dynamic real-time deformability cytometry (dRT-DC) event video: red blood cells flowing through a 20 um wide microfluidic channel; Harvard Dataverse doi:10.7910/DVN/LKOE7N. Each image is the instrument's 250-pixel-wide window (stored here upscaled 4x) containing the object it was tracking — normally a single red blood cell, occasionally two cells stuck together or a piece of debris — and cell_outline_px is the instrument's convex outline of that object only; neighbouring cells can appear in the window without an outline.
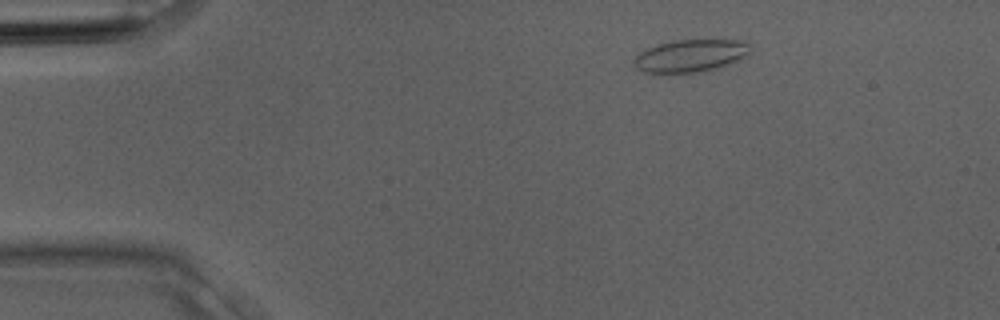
{"species": "Egyptian fruit bat (a non-hibernating species)", "species_latin": "Rousettus aegyptiacus", "temperature_condition": "room temperature", "stored_images_in_passage": 3, "camera_frame_rate_fps": 3000, "um_per_image_px": 0.085, "animal": {"sex": "male"}, "frame": {"image": 1, "passage_image": 1, "time_ms": 0.0, "image_size_px": [1000, 320], "cell_outline_px": [[752, 52], [720, 68], [696, 72], [644, 72], [636, 68], [632, 64], [632, 60], [640, 52], [656, 44], [672, 40], [748, 40]], "centroid_in_image_um": [58.7, 4.72], "position_along_channel_um": 26.3, "area_um2": 22.08}}